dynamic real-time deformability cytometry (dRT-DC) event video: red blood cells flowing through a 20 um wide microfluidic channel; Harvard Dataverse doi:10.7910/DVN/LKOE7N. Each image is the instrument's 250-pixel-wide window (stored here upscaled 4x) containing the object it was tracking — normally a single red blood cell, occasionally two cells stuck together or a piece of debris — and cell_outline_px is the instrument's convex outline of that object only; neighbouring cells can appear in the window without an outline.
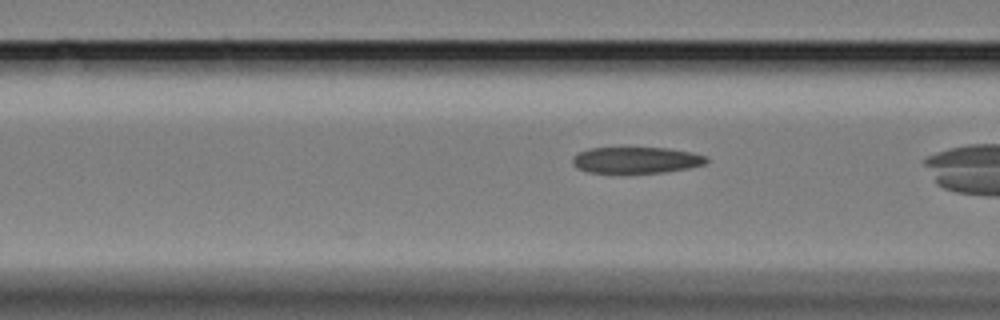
{"species": "Egyptian fruit bat (a non-hibernating species)", "species_latin": "Rousettus aegyptiacus", "temperature_condition": "cold", "stored_images_in_passage": 4, "camera_frame_rate_fps": 3000, "um_per_image_px": 0.085, "animal": {"sex": "female"}, "frame": {"image": 1, "passage_image": 3, "time_ms": 0.667, "image_size_px": [1000, 320], "cell_outline_px": [[708, 160], [704, 164], [688, 168], [664, 172], [588, 172], [576, 168], [572, 164], [572, 156], [588, 148], [668, 148], [692, 152], [704, 156]], "centroid_in_image_um": [54.04, 13.6], "position_along_channel_um": 112.6, "area_um2": 20.29}}